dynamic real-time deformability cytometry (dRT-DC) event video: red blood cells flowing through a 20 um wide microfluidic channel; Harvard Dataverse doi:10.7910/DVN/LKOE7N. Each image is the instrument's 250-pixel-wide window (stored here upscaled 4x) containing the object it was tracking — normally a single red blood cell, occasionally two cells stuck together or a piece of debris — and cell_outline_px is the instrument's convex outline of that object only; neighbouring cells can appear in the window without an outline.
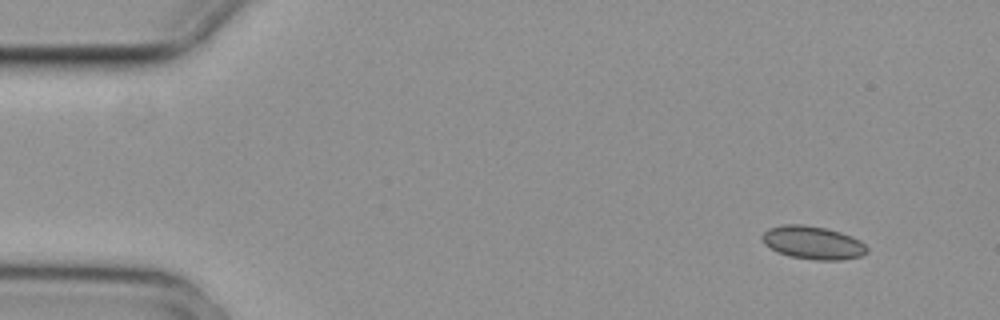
{"species": "common noctule bat (a hibernating species)", "species_latin": "Nyctalus noctula", "temperature_condition": "cold", "stored_images_in_passage": 4, "segment_of_instrument_passage": [2, 2], "camera_frame_rate_fps": 3000, "um_per_image_px": 0.085, "animal": {"sex": "female", "body_mass_g": 29.2, "forearm_length_mm": 56.3}, "frame": {"image": 1, "passage_image": 4, "time_ms": 1.0, "image_size_px": [1000, 320], "cell_outline_px": [[868, 252], [860, 256], [840, 260], [816, 260], [788, 256], [776, 252], [764, 244], [760, 236], [768, 228], [784, 224], [804, 224], [824, 228], [840, 232], [852, 236], [860, 240], [868, 248]], "centroid_in_image_um": [69.06, 20.63], "position_along_channel_um": 15.9, "area_um2": 20.4}}